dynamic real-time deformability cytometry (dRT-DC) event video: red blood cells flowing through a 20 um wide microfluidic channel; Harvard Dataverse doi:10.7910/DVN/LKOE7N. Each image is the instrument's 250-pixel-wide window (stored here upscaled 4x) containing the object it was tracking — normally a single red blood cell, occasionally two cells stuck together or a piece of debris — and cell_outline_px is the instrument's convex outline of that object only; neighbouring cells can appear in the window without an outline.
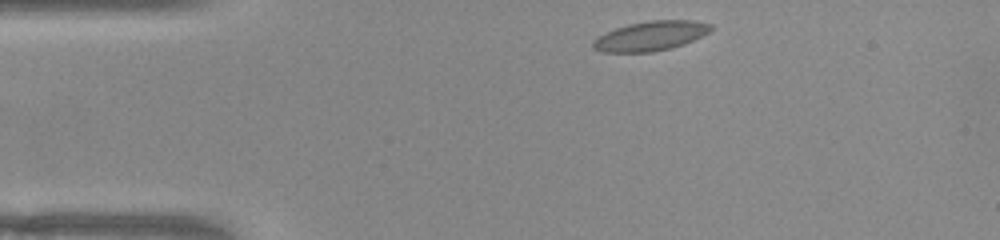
{"species": "common noctule bat (a hibernating species)", "species_latin": "Nyctalus noctula", "temperature_condition": "warm", "stored_images_in_passage": 45, "camera_frame_rate_fps": 3000, "um_per_image_px": 0.085, "animal": {"sex": "female", "body_mass_g": 22.0, "forearm_length_mm": 56.7}, "frame": {"image": 1, "passage_image": 1, "time_ms": 0.0, "image_size_px": [1000, 240], "cell_outline_px": [[712, 28], [708, 32], [684, 44], [672, 48], [652, 52], [600, 52], [592, 48], [592, 40], [616, 28], [628, 24], [652, 20], [696, 20], [712, 24]], "centroid_in_image_um": [55.3, 3.06], "position_along_channel_um": 29.7, "area_um2": 20.23}}
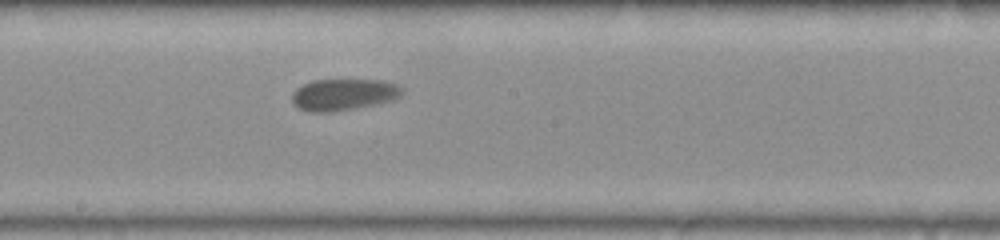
{"frame": {"image": 2, "passage_image": 20, "time_ms": 6.333, "image_size_px": [1000, 240], "cell_outline_px": [[404, 92], [396, 100], [356, 108], [332, 112], [308, 112], [292, 104], [292, 92], [296, 88], [312, 80], [384, 80], [400, 84], [404, 88]], "centroid_in_image_um": [29.25, 8.03], "position_along_channel_um": 219.0, "area_um2": 20.69}}
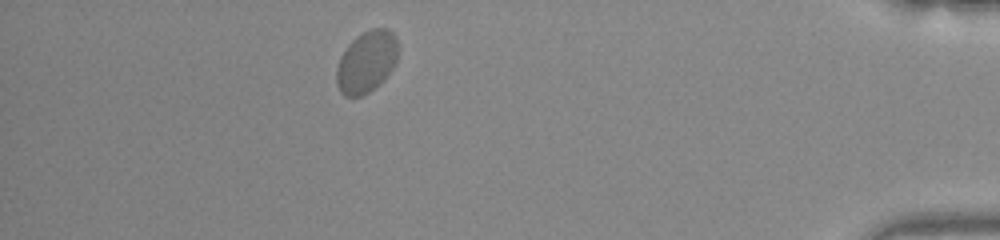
{"frame": {"image": 3, "passage_image": 39, "time_ms": 12.667, "image_size_px": [1000, 240], "cell_outline_px": [[396, 64], [384, 80], [380, 84], [368, 92], [360, 96], [344, 96], [340, 92], [336, 84], [336, 68], [340, 56], [348, 44], [356, 36], [372, 28], [388, 28], [396, 36]], "centroid_in_image_um": [31.13, 5.26], "position_along_channel_um": 404.1, "area_um2": 22.25}, "authors_computed_cell_mechanics": {"area_um2": 20.4034, "velocity_mm_per_s": 3.7538, "shape_relaxation_time_tau1_ms": 3.2801, "shape_relaxation_time_tau2_ms": 1.1401, "deformation_change_tau1": 0.0647, "deformation_change_tau2": 0.0489}}